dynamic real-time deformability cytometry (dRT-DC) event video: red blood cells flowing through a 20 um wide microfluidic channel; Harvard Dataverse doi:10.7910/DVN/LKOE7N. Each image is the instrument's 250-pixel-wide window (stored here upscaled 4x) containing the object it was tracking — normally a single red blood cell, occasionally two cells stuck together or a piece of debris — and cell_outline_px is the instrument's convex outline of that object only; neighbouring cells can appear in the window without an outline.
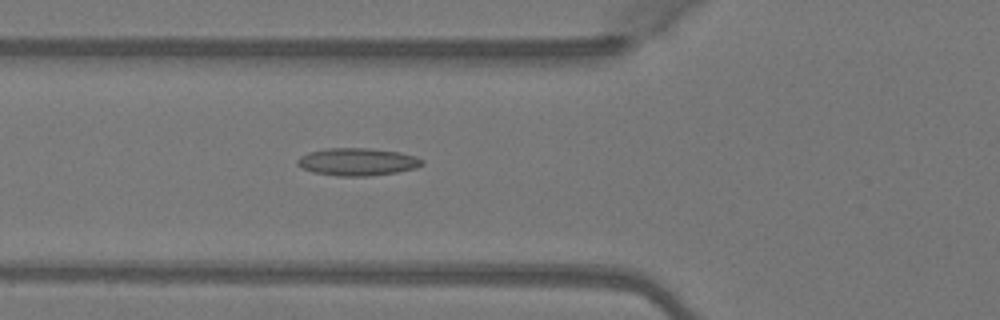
{"species": "Egyptian fruit bat (a non-hibernating species)", "species_latin": "Rousettus aegyptiacus", "temperature_condition": "warm", "stored_images_in_passage": 44, "camera_frame_rate_fps": 3000, "um_per_image_px": 0.085, "animal": {"sex": "female"}, "frame": {"image": 1, "passage_image": 13, "time_ms": 4.0, "image_size_px": [1000, 320], "cell_outline_px": [[424, 164], [416, 168], [396, 172], [368, 176], [336, 176], [312, 172], [300, 168], [296, 164], [296, 160], [300, 156], [308, 152], [328, 148], [368, 148], [400, 152], [416, 156], [424, 160]], "centroid_in_image_um": [30.36, 13.75], "position_along_channel_um": 95.4, "area_um2": 20.23}}
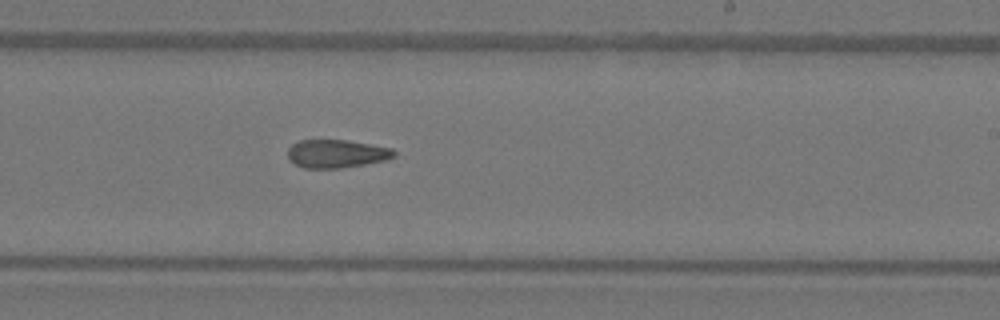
{"frame": {"image": 2, "passage_image": 25, "time_ms": 8.0, "image_size_px": [1000, 320], "cell_outline_px": [[396, 156], [388, 160], [340, 168], [304, 168], [288, 160], [288, 148], [292, 144], [300, 140], [348, 140], [372, 144], [392, 148], [396, 152]], "centroid_in_image_um": [28.63, 13.06], "position_along_channel_um": 260.4, "area_um2": 17.63}}
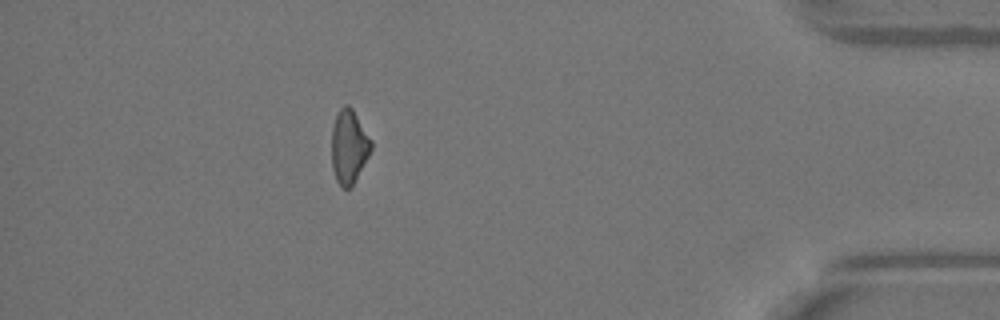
{"frame": {"image": 3, "passage_image": 39, "time_ms": 12.667, "image_size_px": [1000, 320], "cell_outline_px": [[372, 148], [352, 188], [340, 188], [336, 180], [332, 168], [332, 128], [336, 116], [340, 108], [344, 104], [348, 104], [352, 108], [372, 140]], "centroid_in_image_um": [29.66, 12.49], "position_along_channel_um": 405.5, "area_um2": 17.11}, "authors_computed_cell_mechanics": {"area_um2": 18.0336, "velocity_mm_per_s": 4.1227, "shape_relaxation_time_tau1_ms": null, "shape_relaxation_time_tau2_ms": 3.3224, "deformation_change_tau1": null, "deformation_change_tau2": 0.1097}}